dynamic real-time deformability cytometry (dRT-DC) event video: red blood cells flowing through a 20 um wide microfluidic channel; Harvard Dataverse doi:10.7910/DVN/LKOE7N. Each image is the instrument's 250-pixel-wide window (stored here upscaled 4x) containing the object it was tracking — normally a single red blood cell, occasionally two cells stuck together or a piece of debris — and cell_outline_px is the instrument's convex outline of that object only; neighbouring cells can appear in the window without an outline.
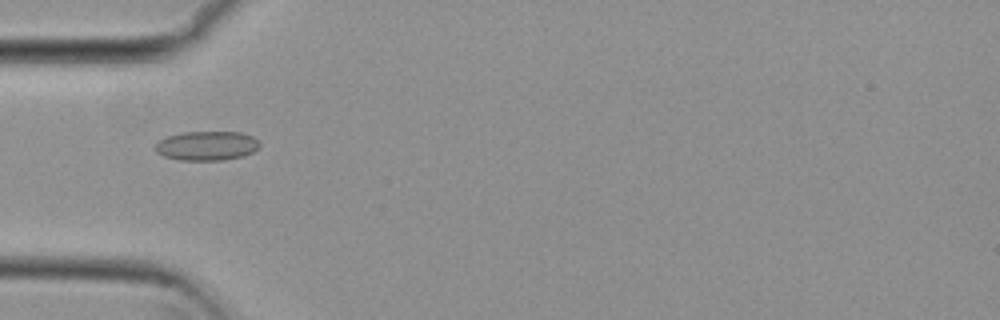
{"species": "common noctule bat (a hibernating species)", "species_latin": "Nyctalus noctula", "temperature_condition": "cold", "stored_images_in_passage": 55, "camera_frame_rate_fps": 3000, "um_per_image_px": 0.085, "animal": {"sex": "female", "body_mass_g": 29.2, "forearm_length_mm": 56.3}, "frame": {"image": 1, "passage_image": 18, "time_ms": 5.667, "image_size_px": [1000, 320], "cell_outline_px": [[260, 144], [252, 152], [244, 156], [220, 160], [180, 160], [164, 156], [156, 152], [156, 144], [160, 140], [168, 136], [184, 132], [240, 132], [252, 136]], "centroid_in_image_um": [17.57, 12.39], "position_along_channel_um": 67.4, "area_um2": 17.57}}
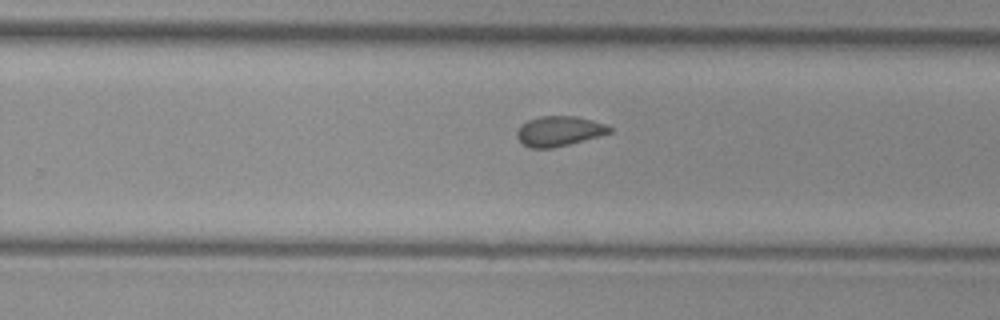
{"frame": {"image": 2, "passage_image": 35, "time_ms": 11.333, "image_size_px": [1000, 320], "cell_outline_px": [[612, 132], [584, 140], [552, 148], [528, 148], [520, 144], [516, 136], [516, 132], [520, 124], [528, 120], [540, 116], [576, 116], [592, 120], [604, 124], [612, 128]], "centroid_in_image_um": [47.46, 11.15], "position_along_channel_um": 282.3, "area_um2": 16.3}}
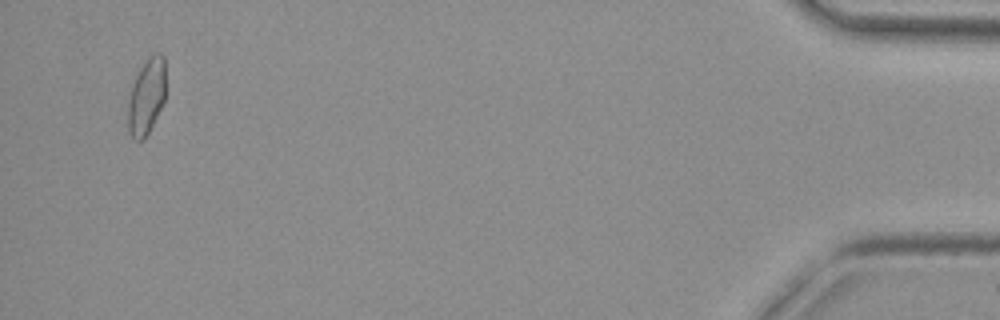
{"frame": {"image": 3, "passage_image": 53, "time_ms": 17.333, "image_size_px": [1000, 320], "cell_outline_px": [[164, 100], [148, 132], [140, 140], [136, 140], [128, 132], [128, 100], [132, 76], [144, 60], [148, 56], [156, 52], [160, 52], [164, 56]], "centroid_in_image_um": [12.4, 8.09], "position_along_channel_um": 422.8, "area_um2": 16.88}, "authors_computed_cell_mechanics": {"area_um2": 16.8776, "velocity_mm_per_s": 3.799, "shape_relaxation_time_tau1_ms": null, "shape_relaxation_time_tau2_ms": 1.9833, "deformation_change_tau1": null, "deformation_change_tau2": 0.0427}}